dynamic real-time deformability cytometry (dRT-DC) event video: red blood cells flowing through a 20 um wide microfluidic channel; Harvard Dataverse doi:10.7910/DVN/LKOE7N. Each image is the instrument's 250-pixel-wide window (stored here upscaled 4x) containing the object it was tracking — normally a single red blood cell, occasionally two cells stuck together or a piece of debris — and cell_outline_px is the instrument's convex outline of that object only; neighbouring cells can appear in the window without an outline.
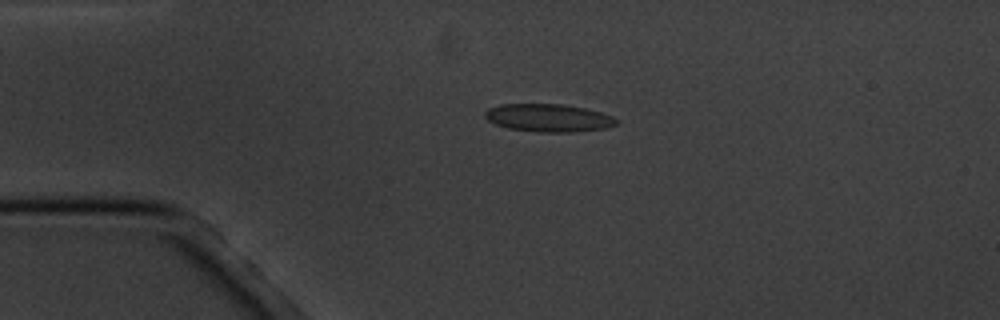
{"species": "common noctule bat (a hibernating species)", "species_latin": "Nyctalus noctula", "temperature_condition": "cold", "stored_images_in_passage": 5, "camera_frame_rate_fps": 3000, "um_per_image_px": 0.085, "animal": {"sex": "male", "body_mass_g": 20.1, "forearm_length_mm": 53.5}, "frame": {"image": 1, "passage_image": 4, "time_ms": 3.667, "image_size_px": [1000, 320], "cell_outline_px": [[620, 120], [616, 124], [604, 128], [576, 132], [540, 132], [508, 128], [496, 124], [488, 120], [484, 116], [484, 112], [488, 108], [500, 104], [564, 104], [588, 108], [612, 116]], "centroid_in_image_um": [46.63, 10.01], "position_along_channel_um": 38.4, "area_um2": 21.44}}